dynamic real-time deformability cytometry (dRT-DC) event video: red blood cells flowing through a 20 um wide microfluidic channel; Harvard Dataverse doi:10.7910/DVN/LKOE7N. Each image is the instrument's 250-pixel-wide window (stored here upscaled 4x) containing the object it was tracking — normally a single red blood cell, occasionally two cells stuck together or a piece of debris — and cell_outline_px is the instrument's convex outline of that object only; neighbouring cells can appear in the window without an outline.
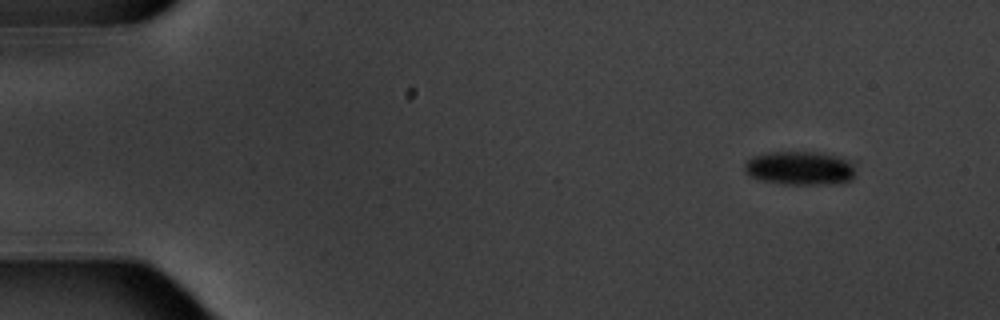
{"species": "common noctule bat (a hibernating species)", "species_latin": "Nyctalus noctula", "temperature_condition": "warm", "stored_images_in_passage": 4, "camera_frame_rate_fps": 3000, "um_per_image_px": 0.085, "animal": {"sex": "male", "body_mass_g": 20.1, "forearm_length_mm": 53.5}, "frame": {"image": 1, "passage_image": 1, "time_ms": 0.0, "image_size_px": [1000, 320], "cell_outline_px": [[852, 176], [848, 180], [820, 184], [784, 184], [756, 180], [748, 176], [744, 172], [744, 164], [748, 160], [756, 156], [768, 152], [820, 152], [836, 156], [852, 164]], "centroid_in_image_um": [67.85, 14.29], "position_along_channel_um": 17.1, "area_um2": 21.39}}